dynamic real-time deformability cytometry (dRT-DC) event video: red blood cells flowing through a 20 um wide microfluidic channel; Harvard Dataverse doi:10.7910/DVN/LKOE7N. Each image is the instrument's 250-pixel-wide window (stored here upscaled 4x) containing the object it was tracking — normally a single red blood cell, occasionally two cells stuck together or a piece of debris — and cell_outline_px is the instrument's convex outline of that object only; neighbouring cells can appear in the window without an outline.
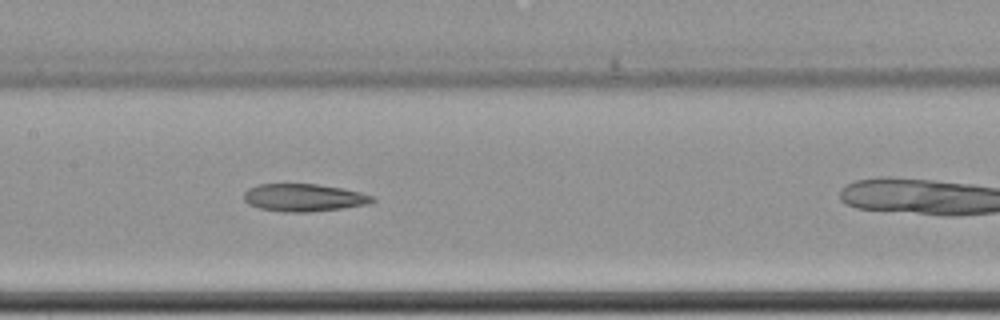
{"species": "common noctule bat (a hibernating species)", "species_latin": "Nyctalus noctula", "temperature_condition": "cold", "stored_images_in_passage": 27, "camera_frame_rate_fps": 3000, "um_per_image_px": 0.085, "animal": {"sex": "female", "body_mass_g": 22.7, "forearm_length_mm": 54.2}, "frame": {"image": 1, "passage_image": 23, "time_ms": 7.333, "image_size_px": [1000, 320], "cell_outline_px": [[376, 200], [368, 204], [344, 208], [308, 212], [284, 212], [260, 208], [248, 204], [244, 200], [244, 192], [248, 188], [256, 184], [316, 184], [340, 188], [360, 192], [372, 196]], "centroid_in_image_um": [25.8, 16.8], "position_along_channel_um": 181.6, "area_um2": 20.63}}